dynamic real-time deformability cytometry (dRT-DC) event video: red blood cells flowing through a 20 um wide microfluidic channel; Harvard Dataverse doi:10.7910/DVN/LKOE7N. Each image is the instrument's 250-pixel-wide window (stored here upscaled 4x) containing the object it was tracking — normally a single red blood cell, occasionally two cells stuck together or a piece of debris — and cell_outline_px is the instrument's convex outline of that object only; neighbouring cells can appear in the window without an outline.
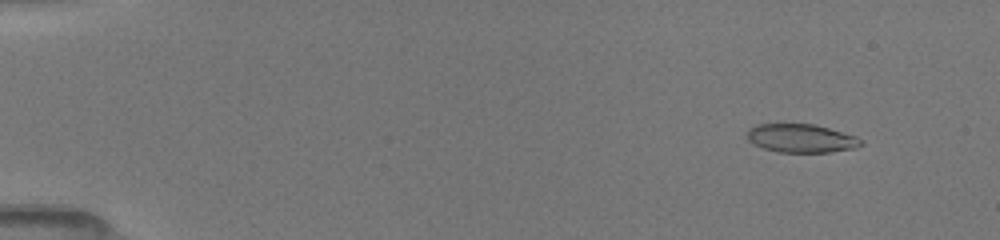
{"species": "common noctule bat (a hibernating species)", "species_latin": "Nyctalus noctula", "temperature_condition": "room temperature", "stored_images_in_passage": 10, "camera_frame_rate_fps": 3000, "um_per_image_px": 0.085, "animal": {"sex": "female", "body_mass_g": 19.5, "forearm_length_mm": 54.1}, "frame": {"image": 1, "passage_image": 3, "time_ms": 0.667, "image_size_px": [1000, 240], "cell_outline_px": [[864, 144], [856, 148], [828, 152], [780, 152], [764, 148], [748, 140], [748, 128], [760, 124], [812, 124], [828, 128], [856, 136]], "centroid_in_image_um": [68.12, 11.75], "position_along_channel_um": 16.9, "area_um2": 18.61}}
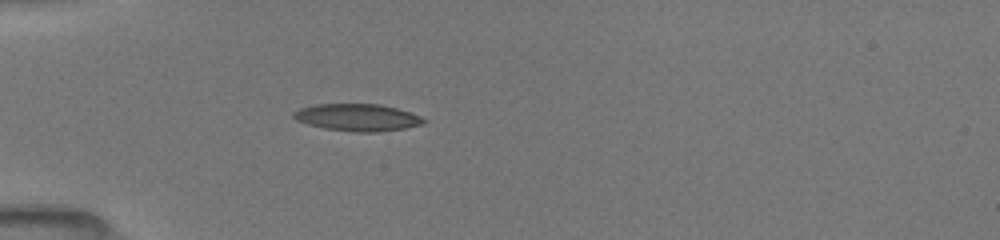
{"frame": {"image": 2, "passage_image": 8, "time_ms": 2.333, "image_size_px": [1000, 240], "cell_outline_px": [[428, 120], [424, 124], [404, 128], [376, 132], [356, 132], [324, 128], [308, 124], [296, 120], [292, 116], [292, 112], [300, 108], [316, 104], [380, 104], [396, 108], [420, 116]], "centroid_in_image_um": [30.38, 9.98], "position_along_channel_um": 54.6, "area_um2": 20.52}}
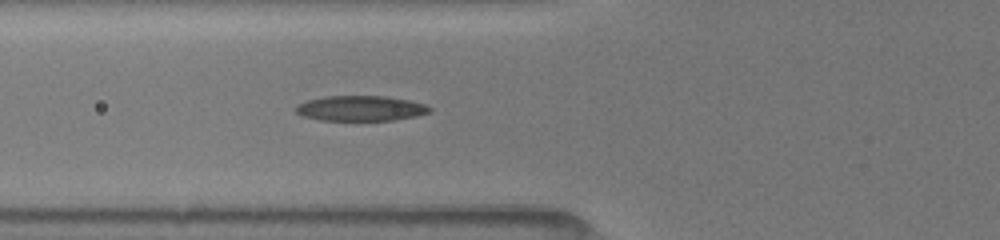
{"frame": {"image": 3, "passage_image": 10, "time_ms": 3.0, "image_size_px": [1000, 240], "cell_outline_px": [[432, 112], [416, 116], [392, 120], [320, 120], [304, 116], [296, 112], [296, 104], [308, 100], [324, 96], [388, 96], [408, 100], [424, 104], [432, 108]], "centroid_in_image_um": [30.67, 9.2], "position_along_channel_um": 95.1, "area_um2": 19.65}}